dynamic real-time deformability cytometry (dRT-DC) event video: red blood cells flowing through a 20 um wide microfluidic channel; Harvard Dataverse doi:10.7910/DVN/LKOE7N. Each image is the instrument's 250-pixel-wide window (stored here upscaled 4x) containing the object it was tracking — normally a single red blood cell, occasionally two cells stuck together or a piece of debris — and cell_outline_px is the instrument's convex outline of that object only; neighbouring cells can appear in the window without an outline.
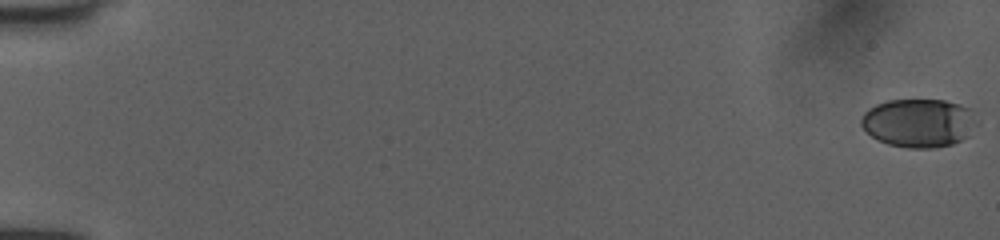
{"species": "human", "species_latin": "Homo sapiens", "temperature_condition": "room temperature", "stored_images_in_passage": 53, "camera_frame_rate_fps": 3000, "um_per_image_px": 0.085, "donor": {"sex": "female"}, "frame": {"image": 1, "passage_image": 1, "time_ms": 0.0, "image_size_px": [1000, 240], "cell_outline_px": [[980, 124], [968, 136], [952, 144], [932, 148], [908, 148], [888, 144], [876, 140], [860, 124], [860, 120], [864, 112], [868, 108], [876, 104], [888, 100], [944, 100], [960, 104], [972, 108], [980, 120]], "centroid_in_image_um": [78.16, 10.44], "position_along_channel_um": 6.8, "area_um2": 33.35}}
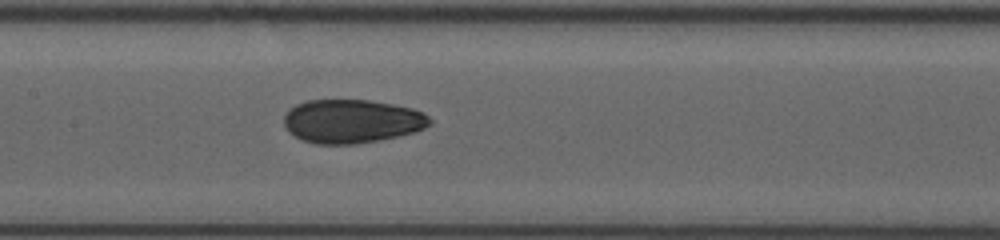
{"frame": {"image": 2, "passage_image": 28, "time_ms": 9.0, "image_size_px": [1000, 240], "cell_outline_px": [[432, 124], [416, 132], [380, 140], [356, 144], [316, 144], [300, 140], [288, 132], [284, 124], [284, 116], [288, 108], [296, 104], [308, 100], [368, 100], [392, 104], [412, 108], [424, 112], [432, 120]], "centroid_in_image_um": [29.9, 10.31], "position_along_channel_um": 177.5, "area_um2": 37.51}}
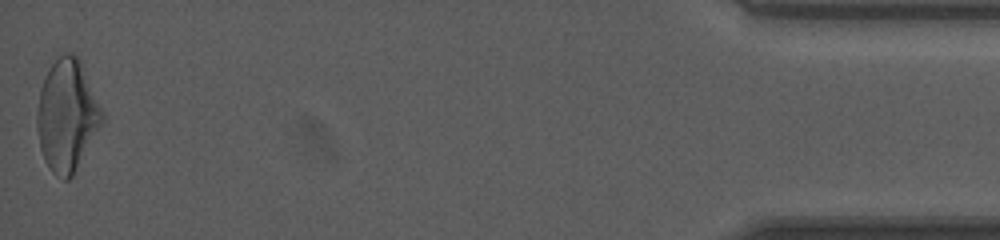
{"frame": {"image": 3, "passage_image": 53, "time_ms": 17.333, "image_size_px": [1000, 240], "cell_outline_px": [[104, 120], [72, 176], [68, 180], [64, 180], [56, 176], [52, 172], [44, 160], [40, 148], [36, 128], [36, 112], [40, 88], [44, 76], [48, 68], [60, 56], [68, 52], [76, 56], [80, 60], [104, 116]], "centroid_in_image_um": [5.66, 9.83], "position_along_channel_um": 429.5, "area_um2": 42.02}, "authors_computed_cell_mechanics": {"area_um2": 37.1654, "velocity_mm_per_s": 4.0286, "shape_relaxation_time_tau1_ms": 6.2932, "shape_relaxation_time_tau2_ms": 1.8852, "deformation_change_tau1": 0.1656, "deformation_change_tau2": 0.0697}}